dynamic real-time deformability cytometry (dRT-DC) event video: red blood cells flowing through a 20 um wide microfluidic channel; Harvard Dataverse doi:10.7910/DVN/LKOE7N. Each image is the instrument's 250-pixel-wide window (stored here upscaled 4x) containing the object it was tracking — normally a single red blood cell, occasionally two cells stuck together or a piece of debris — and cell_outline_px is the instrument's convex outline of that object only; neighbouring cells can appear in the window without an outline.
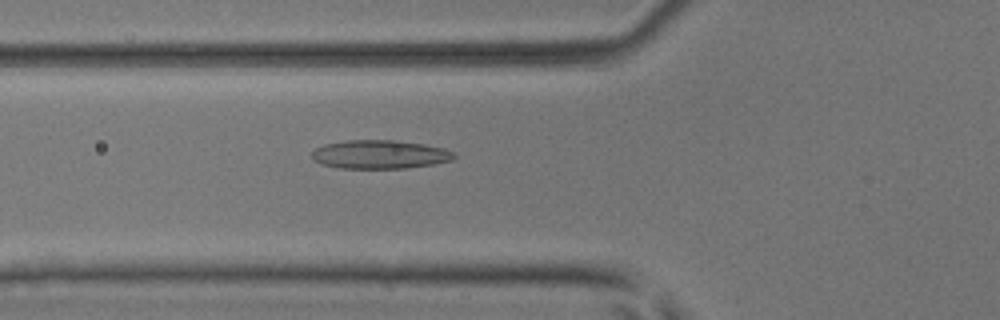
{"species": "common noctule bat (a hibernating species)", "species_latin": "Nyctalus noctula", "temperature_condition": "room temperature", "stored_images_in_passage": 46, "camera_frame_rate_fps": 3000, "um_per_image_px": 0.085, "animal": {"sex": "male", "body_mass_g": 17.9, "forearm_length_mm": 54.2}, "frame": {"image": 1, "passage_image": 14, "time_ms": 4.333, "image_size_px": [1000, 320], "cell_outline_px": [[456, 156], [452, 160], [432, 164], [404, 168], [340, 168], [320, 164], [312, 160], [312, 152], [316, 148], [324, 144], [348, 140], [392, 140], [424, 144], [444, 148], [452, 152]], "centroid_in_image_um": [32.25, 13.12], "position_along_channel_um": 93.6, "area_um2": 23.64}}
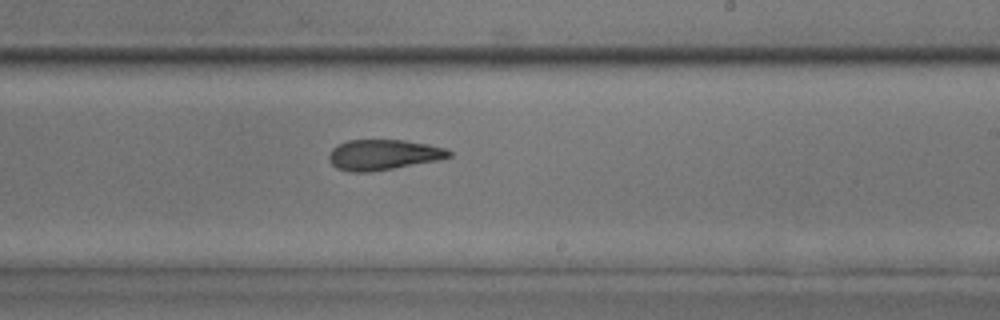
{"frame": {"image": 2, "passage_image": 26, "time_ms": 8.333, "image_size_px": [1000, 320], "cell_outline_px": [[452, 156], [436, 160], [392, 168], [368, 172], [348, 172], [336, 168], [328, 160], [328, 156], [332, 148], [336, 144], [348, 140], [404, 140], [428, 144], [448, 148], [452, 152]], "centroid_in_image_um": [32.55, 13.14], "position_along_channel_um": 256.5, "area_um2": 21.33}}
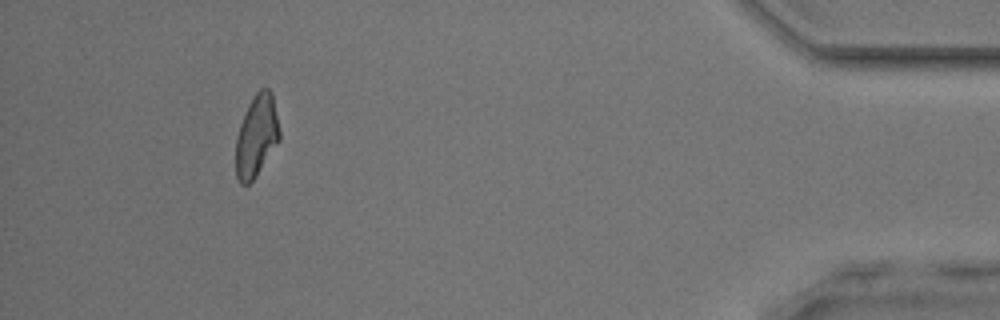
{"frame": {"image": 3, "passage_image": 42, "time_ms": 13.667, "image_size_px": [1000, 320], "cell_outline_px": [[280, 140], [256, 176], [248, 184], [240, 184], [236, 176], [236, 136], [240, 124], [248, 104], [256, 92], [260, 88], [268, 88], [272, 92], [280, 132]], "centroid_in_image_um": [21.8, 11.54], "position_along_channel_um": 413.4, "area_um2": 20.87}, "authors_computed_cell_mechanics": {"area_um2": 21.7617, "velocity_mm_per_s": 4.0834, "shape_relaxation_time_tau1_ms": 9.481, "shape_relaxation_time_tau2_ms": 3.819, "deformation_change_tau1": 0.1839, "deformation_change_tau2": 0.1452}}